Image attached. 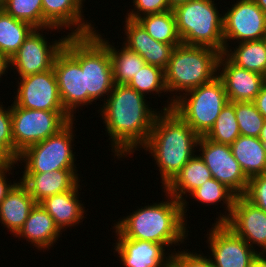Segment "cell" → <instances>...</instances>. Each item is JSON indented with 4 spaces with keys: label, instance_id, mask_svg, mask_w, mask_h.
<instances>
[{
    "label": "cell",
    "instance_id": "836d02e7",
    "mask_svg": "<svg viewBox=\"0 0 266 267\" xmlns=\"http://www.w3.org/2000/svg\"><path fill=\"white\" fill-rule=\"evenodd\" d=\"M127 85L144 96L154 91L156 94L167 91L164 70L150 64H145Z\"/></svg>",
    "mask_w": 266,
    "mask_h": 267
},
{
    "label": "cell",
    "instance_id": "4316f807",
    "mask_svg": "<svg viewBox=\"0 0 266 267\" xmlns=\"http://www.w3.org/2000/svg\"><path fill=\"white\" fill-rule=\"evenodd\" d=\"M93 34L108 48L111 57V66L114 84H128L139 70L146 64L144 59L135 51L124 45L121 50L109 44L108 40L101 37V34Z\"/></svg>",
    "mask_w": 266,
    "mask_h": 267
},
{
    "label": "cell",
    "instance_id": "7dc6e473",
    "mask_svg": "<svg viewBox=\"0 0 266 267\" xmlns=\"http://www.w3.org/2000/svg\"><path fill=\"white\" fill-rule=\"evenodd\" d=\"M256 4L263 10L266 14V0H254Z\"/></svg>",
    "mask_w": 266,
    "mask_h": 267
},
{
    "label": "cell",
    "instance_id": "cb8c5ba5",
    "mask_svg": "<svg viewBox=\"0 0 266 267\" xmlns=\"http://www.w3.org/2000/svg\"><path fill=\"white\" fill-rule=\"evenodd\" d=\"M79 186L80 184L77 183L71 190L46 197L40 202L60 230L64 231V228L73 227L82 222L80 220L84 217L85 207L77 197Z\"/></svg>",
    "mask_w": 266,
    "mask_h": 267
},
{
    "label": "cell",
    "instance_id": "4fadbf2b",
    "mask_svg": "<svg viewBox=\"0 0 266 267\" xmlns=\"http://www.w3.org/2000/svg\"><path fill=\"white\" fill-rule=\"evenodd\" d=\"M213 225L207 234L213 267H248L260 254L225 223Z\"/></svg>",
    "mask_w": 266,
    "mask_h": 267
},
{
    "label": "cell",
    "instance_id": "1f68e13d",
    "mask_svg": "<svg viewBox=\"0 0 266 267\" xmlns=\"http://www.w3.org/2000/svg\"><path fill=\"white\" fill-rule=\"evenodd\" d=\"M2 9L8 15L29 23L34 28L59 30L57 27H52L43 18L42 0H5Z\"/></svg>",
    "mask_w": 266,
    "mask_h": 267
},
{
    "label": "cell",
    "instance_id": "6da1fadb",
    "mask_svg": "<svg viewBox=\"0 0 266 267\" xmlns=\"http://www.w3.org/2000/svg\"><path fill=\"white\" fill-rule=\"evenodd\" d=\"M144 98L127 84H115L101 107L100 114L115 150L112 151L118 158L134 153L148 140L159 111H152Z\"/></svg>",
    "mask_w": 266,
    "mask_h": 267
},
{
    "label": "cell",
    "instance_id": "9a60e30c",
    "mask_svg": "<svg viewBox=\"0 0 266 267\" xmlns=\"http://www.w3.org/2000/svg\"><path fill=\"white\" fill-rule=\"evenodd\" d=\"M53 70L64 109L74 117V109L88 105L85 69L63 48L55 57Z\"/></svg>",
    "mask_w": 266,
    "mask_h": 267
},
{
    "label": "cell",
    "instance_id": "bcb514c9",
    "mask_svg": "<svg viewBox=\"0 0 266 267\" xmlns=\"http://www.w3.org/2000/svg\"><path fill=\"white\" fill-rule=\"evenodd\" d=\"M190 0H167L168 4L170 5L171 9L175 8L176 6L188 2Z\"/></svg>",
    "mask_w": 266,
    "mask_h": 267
},
{
    "label": "cell",
    "instance_id": "e575fe53",
    "mask_svg": "<svg viewBox=\"0 0 266 267\" xmlns=\"http://www.w3.org/2000/svg\"><path fill=\"white\" fill-rule=\"evenodd\" d=\"M234 109L240 134L258 138L266 119L254 102H234Z\"/></svg>",
    "mask_w": 266,
    "mask_h": 267
},
{
    "label": "cell",
    "instance_id": "30bf717a",
    "mask_svg": "<svg viewBox=\"0 0 266 267\" xmlns=\"http://www.w3.org/2000/svg\"><path fill=\"white\" fill-rule=\"evenodd\" d=\"M199 157L204 161L213 178L224 184L236 196H243L248 187L249 178L234 158L230 145L220 144L200 136L198 141ZM201 155V156H200Z\"/></svg>",
    "mask_w": 266,
    "mask_h": 267
},
{
    "label": "cell",
    "instance_id": "8fae6325",
    "mask_svg": "<svg viewBox=\"0 0 266 267\" xmlns=\"http://www.w3.org/2000/svg\"><path fill=\"white\" fill-rule=\"evenodd\" d=\"M223 15L224 49L228 41L241 42L266 38V14L254 0H238Z\"/></svg>",
    "mask_w": 266,
    "mask_h": 267
},
{
    "label": "cell",
    "instance_id": "4dcf8cb0",
    "mask_svg": "<svg viewBox=\"0 0 266 267\" xmlns=\"http://www.w3.org/2000/svg\"><path fill=\"white\" fill-rule=\"evenodd\" d=\"M193 198L197 201H200L204 204H215L217 202H221V200L226 204V211H228L227 215L219 216L217 223H225L229 217L231 216L234 201L236 195L227 188L224 184L217 181L215 178H211L206 180L200 187L195 189L191 194Z\"/></svg>",
    "mask_w": 266,
    "mask_h": 267
},
{
    "label": "cell",
    "instance_id": "ffe728a7",
    "mask_svg": "<svg viewBox=\"0 0 266 267\" xmlns=\"http://www.w3.org/2000/svg\"><path fill=\"white\" fill-rule=\"evenodd\" d=\"M83 0H42L43 18L52 26L76 28L69 35H89L95 29L91 23L84 22ZM83 19V20H82ZM77 26V27H76Z\"/></svg>",
    "mask_w": 266,
    "mask_h": 267
},
{
    "label": "cell",
    "instance_id": "ac0fdd59",
    "mask_svg": "<svg viewBox=\"0 0 266 267\" xmlns=\"http://www.w3.org/2000/svg\"><path fill=\"white\" fill-rule=\"evenodd\" d=\"M115 233H117L118 240L114 249L119 254L124 266L169 267L172 264V254L165 256V246L163 244L125 238L117 230Z\"/></svg>",
    "mask_w": 266,
    "mask_h": 267
},
{
    "label": "cell",
    "instance_id": "9c48e42d",
    "mask_svg": "<svg viewBox=\"0 0 266 267\" xmlns=\"http://www.w3.org/2000/svg\"><path fill=\"white\" fill-rule=\"evenodd\" d=\"M73 120L47 139L33 144L19 154L17 161L25 162L23 173H47L75 170L72 142Z\"/></svg>",
    "mask_w": 266,
    "mask_h": 267
},
{
    "label": "cell",
    "instance_id": "f546056e",
    "mask_svg": "<svg viewBox=\"0 0 266 267\" xmlns=\"http://www.w3.org/2000/svg\"><path fill=\"white\" fill-rule=\"evenodd\" d=\"M137 21L156 41L171 44L174 47L182 44L177 31L173 9L162 13L141 16Z\"/></svg>",
    "mask_w": 266,
    "mask_h": 267
},
{
    "label": "cell",
    "instance_id": "484cf974",
    "mask_svg": "<svg viewBox=\"0 0 266 267\" xmlns=\"http://www.w3.org/2000/svg\"><path fill=\"white\" fill-rule=\"evenodd\" d=\"M230 148L248 178L266 173V149L259 138L240 135Z\"/></svg>",
    "mask_w": 266,
    "mask_h": 267
},
{
    "label": "cell",
    "instance_id": "ab89813d",
    "mask_svg": "<svg viewBox=\"0 0 266 267\" xmlns=\"http://www.w3.org/2000/svg\"><path fill=\"white\" fill-rule=\"evenodd\" d=\"M14 164H11L6 167H0V203L1 201L7 196L8 192L13 188V186L16 184V182H13V184L10 182L7 184L6 181V173L12 169Z\"/></svg>",
    "mask_w": 266,
    "mask_h": 267
},
{
    "label": "cell",
    "instance_id": "d4e9b609",
    "mask_svg": "<svg viewBox=\"0 0 266 267\" xmlns=\"http://www.w3.org/2000/svg\"><path fill=\"white\" fill-rule=\"evenodd\" d=\"M211 178H213L212 173L204 161L198 155H195L164 188V192L172 195L182 203L183 215L185 218L188 202L186 201V198L184 200L183 194L185 195L186 192L191 194L195 189L205 183L206 180Z\"/></svg>",
    "mask_w": 266,
    "mask_h": 267
},
{
    "label": "cell",
    "instance_id": "b9f144b4",
    "mask_svg": "<svg viewBox=\"0 0 266 267\" xmlns=\"http://www.w3.org/2000/svg\"><path fill=\"white\" fill-rule=\"evenodd\" d=\"M17 164V159L0 143V167Z\"/></svg>",
    "mask_w": 266,
    "mask_h": 267
},
{
    "label": "cell",
    "instance_id": "8992f818",
    "mask_svg": "<svg viewBox=\"0 0 266 267\" xmlns=\"http://www.w3.org/2000/svg\"><path fill=\"white\" fill-rule=\"evenodd\" d=\"M63 48L85 69L88 104L108 96L115 85L108 48L93 33L69 35Z\"/></svg>",
    "mask_w": 266,
    "mask_h": 267
},
{
    "label": "cell",
    "instance_id": "5bb4252c",
    "mask_svg": "<svg viewBox=\"0 0 266 267\" xmlns=\"http://www.w3.org/2000/svg\"><path fill=\"white\" fill-rule=\"evenodd\" d=\"M14 104L45 111H66L62 105L53 68L46 72L20 77Z\"/></svg>",
    "mask_w": 266,
    "mask_h": 267
},
{
    "label": "cell",
    "instance_id": "f6af8a7d",
    "mask_svg": "<svg viewBox=\"0 0 266 267\" xmlns=\"http://www.w3.org/2000/svg\"><path fill=\"white\" fill-rule=\"evenodd\" d=\"M258 138L260 139V141L264 145V148L266 149V121L261 129V132Z\"/></svg>",
    "mask_w": 266,
    "mask_h": 267
},
{
    "label": "cell",
    "instance_id": "ba28073f",
    "mask_svg": "<svg viewBox=\"0 0 266 267\" xmlns=\"http://www.w3.org/2000/svg\"><path fill=\"white\" fill-rule=\"evenodd\" d=\"M13 105V106H12ZM13 156L56 134L73 118L67 111H45L11 104Z\"/></svg>",
    "mask_w": 266,
    "mask_h": 267
},
{
    "label": "cell",
    "instance_id": "2e32d148",
    "mask_svg": "<svg viewBox=\"0 0 266 267\" xmlns=\"http://www.w3.org/2000/svg\"><path fill=\"white\" fill-rule=\"evenodd\" d=\"M225 224L253 249L254 244L261 247L260 254L266 253V212L244 196H236L231 216Z\"/></svg>",
    "mask_w": 266,
    "mask_h": 267
},
{
    "label": "cell",
    "instance_id": "d6a6232c",
    "mask_svg": "<svg viewBox=\"0 0 266 267\" xmlns=\"http://www.w3.org/2000/svg\"><path fill=\"white\" fill-rule=\"evenodd\" d=\"M240 135L234 102H229L205 137L216 143L231 145Z\"/></svg>",
    "mask_w": 266,
    "mask_h": 267
},
{
    "label": "cell",
    "instance_id": "f35d334b",
    "mask_svg": "<svg viewBox=\"0 0 266 267\" xmlns=\"http://www.w3.org/2000/svg\"><path fill=\"white\" fill-rule=\"evenodd\" d=\"M0 143L13 155L11 106L6 110L0 104Z\"/></svg>",
    "mask_w": 266,
    "mask_h": 267
},
{
    "label": "cell",
    "instance_id": "d6986e66",
    "mask_svg": "<svg viewBox=\"0 0 266 267\" xmlns=\"http://www.w3.org/2000/svg\"><path fill=\"white\" fill-rule=\"evenodd\" d=\"M125 19L126 29L124 31L127 37L123 44L138 53L146 64L155 65L165 70L174 46L156 41L138 21Z\"/></svg>",
    "mask_w": 266,
    "mask_h": 267
},
{
    "label": "cell",
    "instance_id": "d590c367",
    "mask_svg": "<svg viewBox=\"0 0 266 267\" xmlns=\"http://www.w3.org/2000/svg\"><path fill=\"white\" fill-rule=\"evenodd\" d=\"M243 196L266 212V173L249 178L248 187Z\"/></svg>",
    "mask_w": 266,
    "mask_h": 267
},
{
    "label": "cell",
    "instance_id": "5b68a950",
    "mask_svg": "<svg viewBox=\"0 0 266 267\" xmlns=\"http://www.w3.org/2000/svg\"><path fill=\"white\" fill-rule=\"evenodd\" d=\"M213 0H190L173 8L182 44L224 52L223 16Z\"/></svg>",
    "mask_w": 266,
    "mask_h": 267
},
{
    "label": "cell",
    "instance_id": "c3c4849f",
    "mask_svg": "<svg viewBox=\"0 0 266 267\" xmlns=\"http://www.w3.org/2000/svg\"><path fill=\"white\" fill-rule=\"evenodd\" d=\"M4 3H5V0H0V9H2V8H3V6H4Z\"/></svg>",
    "mask_w": 266,
    "mask_h": 267
},
{
    "label": "cell",
    "instance_id": "44dd1931",
    "mask_svg": "<svg viewBox=\"0 0 266 267\" xmlns=\"http://www.w3.org/2000/svg\"><path fill=\"white\" fill-rule=\"evenodd\" d=\"M76 170H56L47 173H23L20 181L26 186L36 203L46 197L64 193L79 183Z\"/></svg>",
    "mask_w": 266,
    "mask_h": 267
},
{
    "label": "cell",
    "instance_id": "83f0119b",
    "mask_svg": "<svg viewBox=\"0 0 266 267\" xmlns=\"http://www.w3.org/2000/svg\"><path fill=\"white\" fill-rule=\"evenodd\" d=\"M234 49L223 54L236 66L266 77V39L239 42Z\"/></svg>",
    "mask_w": 266,
    "mask_h": 267
},
{
    "label": "cell",
    "instance_id": "7a4b0ae2",
    "mask_svg": "<svg viewBox=\"0 0 266 267\" xmlns=\"http://www.w3.org/2000/svg\"><path fill=\"white\" fill-rule=\"evenodd\" d=\"M200 136L172 109L158 113L143 149L156 160L165 188L195 156Z\"/></svg>",
    "mask_w": 266,
    "mask_h": 267
},
{
    "label": "cell",
    "instance_id": "ee69618b",
    "mask_svg": "<svg viewBox=\"0 0 266 267\" xmlns=\"http://www.w3.org/2000/svg\"><path fill=\"white\" fill-rule=\"evenodd\" d=\"M8 69V61L0 54V78Z\"/></svg>",
    "mask_w": 266,
    "mask_h": 267
},
{
    "label": "cell",
    "instance_id": "74e56055",
    "mask_svg": "<svg viewBox=\"0 0 266 267\" xmlns=\"http://www.w3.org/2000/svg\"><path fill=\"white\" fill-rule=\"evenodd\" d=\"M172 265L174 267H213L210 258L203 256L202 254L187 251H175L172 253Z\"/></svg>",
    "mask_w": 266,
    "mask_h": 267
},
{
    "label": "cell",
    "instance_id": "3957f363",
    "mask_svg": "<svg viewBox=\"0 0 266 267\" xmlns=\"http://www.w3.org/2000/svg\"><path fill=\"white\" fill-rule=\"evenodd\" d=\"M165 195L170 202L167 199L137 209L118 221L115 230L125 238L152 241L165 247L182 243L188 236L183 205L172 195Z\"/></svg>",
    "mask_w": 266,
    "mask_h": 267
},
{
    "label": "cell",
    "instance_id": "7bdbcfd3",
    "mask_svg": "<svg viewBox=\"0 0 266 267\" xmlns=\"http://www.w3.org/2000/svg\"><path fill=\"white\" fill-rule=\"evenodd\" d=\"M248 267H266L265 254H258Z\"/></svg>",
    "mask_w": 266,
    "mask_h": 267
},
{
    "label": "cell",
    "instance_id": "277c9868",
    "mask_svg": "<svg viewBox=\"0 0 266 267\" xmlns=\"http://www.w3.org/2000/svg\"><path fill=\"white\" fill-rule=\"evenodd\" d=\"M221 53L205 46L180 44L174 47L164 70L167 92H187L209 83L218 75Z\"/></svg>",
    "mask_w": 266,
    "mask_h": 267
},
{
    "label": "cell",
    "instance_id": "60d3db41",
    "mask_svg": "<svg viewBox=\"0 0 266 267\" xmlns=\"http://www.w3.org/2000/svg\"><path fill=\"white\" fill-rule=\"evenodd\" d=\"M253 102L256 105L257 110L266 119V82L263 84L259 94Z\"/></svg>",
    "mask_w": 266,
    "mask_h": 267
},
{
    "label": "cell",
    "instance_id": "f1b7e54d",
    "mask_svg": "<svg viewBox=\"0 0 266 267\" xmlns=\"http://www.w3.org/2000/svg\"><path fill=\"white\" fill-rule=\"evenodd\" d=\"M33 29L0 9V54L9 61Z\"/></svg>",
    "mask_w": 266,
    "mask_h": 267
},
{
    "label": "cell",
    "instance_id": "7402d4cb",
    "mask_svg": "<svg viewBox=\"0 0 266 267\" xmlns=\"http://www.w3.org/2000/svg\"><path fill=\"white\" fill-rule=\"evenodd\" d=\"M61 232L50 214L40 203H36L16 237H23L38 250H44L58 240Z\"/></svg>",
    "mask_w": 266,
    "mask_h": 267
},
{
    "label": "cell",
    "instance_id": "603a6c76",
    "mask_svg": "<svg viewBox=\"0 0 266 267\" xmlns=\"http://www.w3.org/2000/svg\"><path fill=\"white\" fill-rule=\"evenodd\" d=\"M35 204L26 186L17 182L0 203V222L16 236Z\"/></svg>",
    "mask_w": 266,
    "mask_h": 267
},
{
    "label": "cell",
    "instance_id": "52a82bcc",
    "mask_svg": "<svg viewBox=\"0 0 266 267\" xmlns=\"http://www.w3.org/2000/svg\"><path fill=\"white\" fill-rule=\"evenodd\" d=\"M183 95L173 96L163 110L172 109L199 136H205L210 131L221 110L229 103L224 84L218 76Z\"/></svg>",
    "mask_w": 266,
    "mask_h": 267
},
{
    "label": "cell",
    "instance_id": "8d00e7d4",
    "mask_svg": "<svg viewBox=\"0 0 266 267\" xmlns=\"http://www.w3.org/2000/svg\"><path fill=\"white\" fill-rule=\"evenodd\" d=\"M135 9L137 11H130L128 17L130 20L137 21L141 16L150 14L162 13L171 10L167 0H133ZM143 15H141V14Z\"/></svg>",
    "mask_w": 266,
    "mask_h": 267
},
{
    "label": "cell",
    "instance_id": "7c38bea8",
    "mask_svg": "<svg viewBox=\"0 0 266 267\" xmlns=\"http://www.w3.org/2000/svg\"><path fill=\"white\" fill-rule=\"evenodd\" d=\"M38 30V31H37ZM34 28L26 37L19 50L8 61V67L15 66L20 77L46 72L53 68L56 55L63 49L64 43L69 36L62 37L58 41L47 44L45 36Z\"/></svg>",
    "mask_w": 266,
    "mask_h": 267
},
{
    "label": "cell",
    "instance_id": "e0dca14e",
    "mask_svg": "<svg viewBox=\"0 0 266 267\" xmlns=\"http://www.w3.org/2000/svg\"><path fill=\"white\" fill-rule=\"evenodd\" d=\"M217 76L224 84L229 102H253L266 82L265 76L236 66L223 53L218 59Z\"/></svg>",
    "mask_w": 266,
    "mask_h": 267
}]
</instances>
